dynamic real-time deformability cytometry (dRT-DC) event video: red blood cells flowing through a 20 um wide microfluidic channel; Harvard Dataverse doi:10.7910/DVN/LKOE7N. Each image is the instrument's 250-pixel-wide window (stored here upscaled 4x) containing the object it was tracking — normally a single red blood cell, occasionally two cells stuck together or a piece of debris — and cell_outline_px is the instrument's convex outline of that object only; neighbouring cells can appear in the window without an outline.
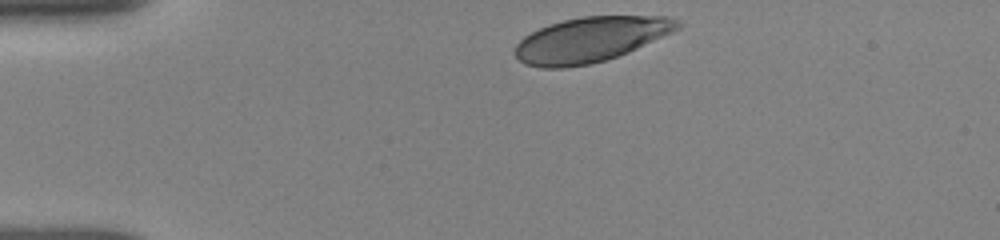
{"species": "human", "species_latin": "Homo sapiens", "temperature_condition": "room temperature", "stored_images_in_passage": 11, "camera_frame_rate_fps": 3000, "um_per_image_px": 0.085, "donor": {"sex": "female"}, "frame": {"image": 1, "passage_image": 1, "time_ms": 0.0, "image_size_px": [1000, 240], "cell_outline_px": [[684, 24], [680, 28], [672, 32], [628, 52], [604, 60], [588, 64], [564, 68], [540, 68], [524, 64], [516, 56], [516, 44], [524, 36], [548, 24], [564, 20], [584, 16], [668, 16], [680, 20]], "centroid_in_image_um": [50.21, 3.35], "position_along_channel_um": 34.8, "area_um2": 42.48}}
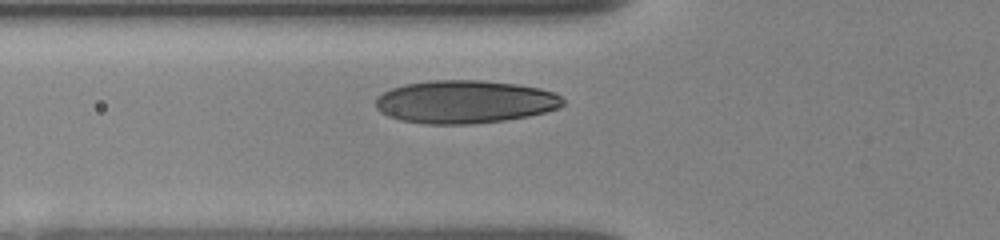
{"frame": {"image": 2, "passage_image": 9, "time_ms": 2.667, "image_size_px": [1000, 240], "cell_outline_px": [[564, 104], [560, 108], [528, 116], [504, 120], [472, 124], [424, 124], [400, 120], [388, 116], [380, 112], [376, 108], [376, 96], [392, 88], [404, 84], [432, 80], [480, 80], [516, 84], [540, 88], [556, 92], [564, 100]], "centroid_in_image_um": [39.51, 8.65], "position_along_channel_um": 86.3, "area_um2": 47.16}}